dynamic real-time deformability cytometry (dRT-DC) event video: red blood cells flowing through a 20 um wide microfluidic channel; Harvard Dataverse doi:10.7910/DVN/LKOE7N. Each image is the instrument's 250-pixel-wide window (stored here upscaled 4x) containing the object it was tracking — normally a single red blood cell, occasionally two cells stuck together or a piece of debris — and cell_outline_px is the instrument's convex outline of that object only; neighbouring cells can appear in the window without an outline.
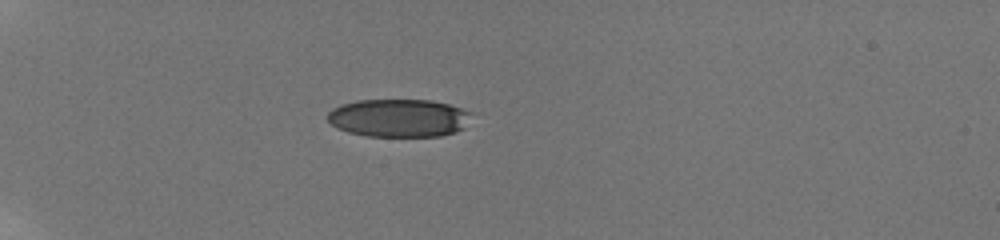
{"species": "human", "species_latin": "Homo sapiens", "temperature_condition": "room temperature", "stored_images_in_passage": 39, "camera_frame_rate_fps": 3000, "um_per_image_px": 0.085, "donor": {"sex": "male"}, "frame": {"image": 1, "passage_image": 1, "time_ms": 0.0, "image_size_px": [1000, 240], "cell_outline_px": [[476, 112], [464, 128], [456, 132], [440, 136], [368, 136], [348, 132], [336, 128], [328, 120], [328, 112], [332, 108], [340, 104], [356, 100], [432, 100], [448, 104]], "centroid_in_image_um": [33.94, 10.02], "position_along_channel_um": 51.1, "area_um2": 32.31}}
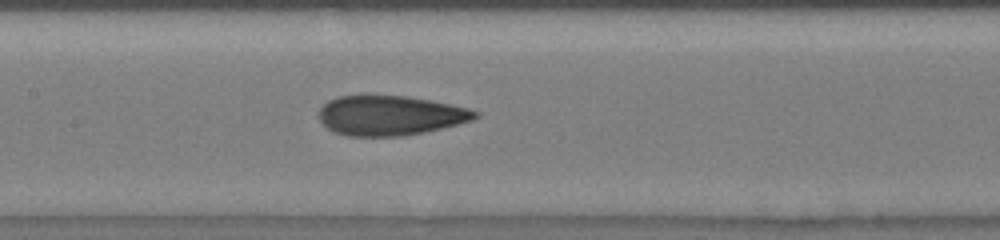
{"frame": {"image": 2, "passage_image": 14, "time_ms": 4.333, "image_size_px": [1000, 240], "cell_outline_px": [[480, 116], [472, 120], [424, 132], [404, 136], [348, 136], [332, 132], [320, 120], [320, 108], [328, 100], [340, 96], [404, 96], [428, 100], [468, 108], [480, 112]], "centroid_in_image_um": [33.16, 9.83], "position_along_channel_um": 174.2, "area_um2": 35.84}}
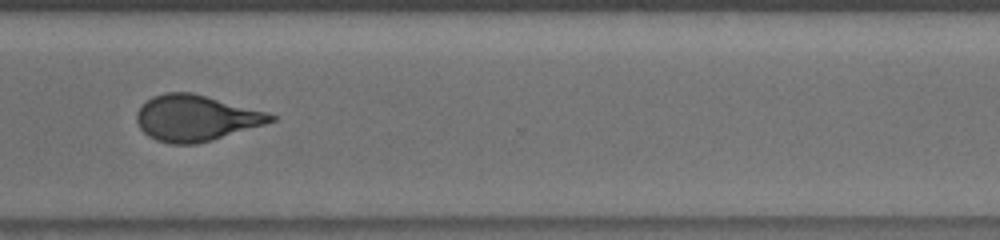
{"frame": {"image": 3, "passage_image": 28, "time_ms": 9.0, "image_size_px": [1000, 240], "cell_outline_px": [[276, 120], [264, 124], [212, 140], [196, 144], [172, 144], [156, 140], [148, 136], [140, 128], [136, 120], [136, 112], [152, 96], [164, 92], [192, 92], [268, 112], [276, 116]], "centroid_in_image_um": [16.63, 10.03], "position_along_channel_um": 354.0, "area_um2": 35.78}, "authors_computed_cell_mechanics": {"area_um2": 36.0094, "velocity_mm_per_s": 3.8645, "shape_relaxation_time_tau1_ms": 6.0769, "shape_relaxation_time_tau2_ms": 1.1964, "deformation_change_tau1": 0.1997, "deformation_change_tau2": 0.0829}}